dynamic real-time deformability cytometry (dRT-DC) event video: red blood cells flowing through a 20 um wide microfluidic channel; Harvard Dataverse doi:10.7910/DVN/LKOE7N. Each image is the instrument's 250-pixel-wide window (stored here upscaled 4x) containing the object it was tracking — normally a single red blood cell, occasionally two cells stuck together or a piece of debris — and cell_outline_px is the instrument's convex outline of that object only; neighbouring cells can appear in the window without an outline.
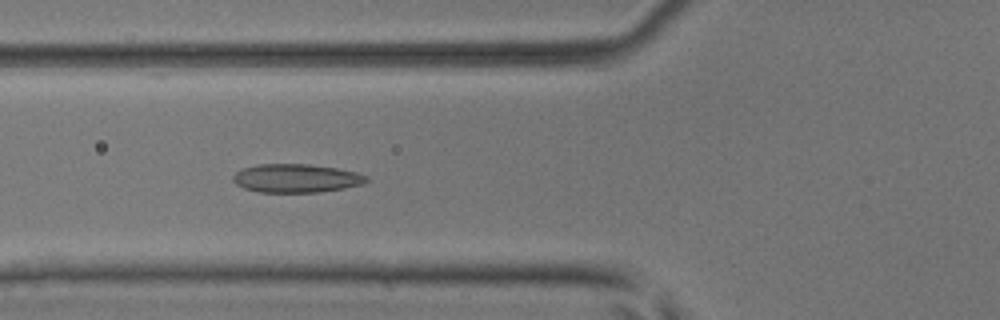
{"species": "common noctule bat (a hibernating species)", "species_latin": "Nyctalus noctula", "temperature_condition": "room temperature", "stored_images_in_passage": 6, "camera_frame_rate_fps": 3000, "um_per_image_px": 0.085, "animal": {"sex": "male", "body_mass_g": 17.9, "forearm_length_mm": 54.2}, "frame": {"image": 1, "passage_image": 4, "time_ms": 1.0, "image_size_px": [1000, 320], "cell_outline_px": [[368, 180], [364, 184], [344, 188], [320, 192], [260, 192], [244, 188], [236, 184], [232, 180], [232, 176], [236, 172], [244, 168], [256, 164], [308, 164], [336, 168], [356, 172], [368, 176]], "centroid_in_image_um": [25.18, 15.15], "position_along_channel_um": 100.6, "area_um2": 22.2}}
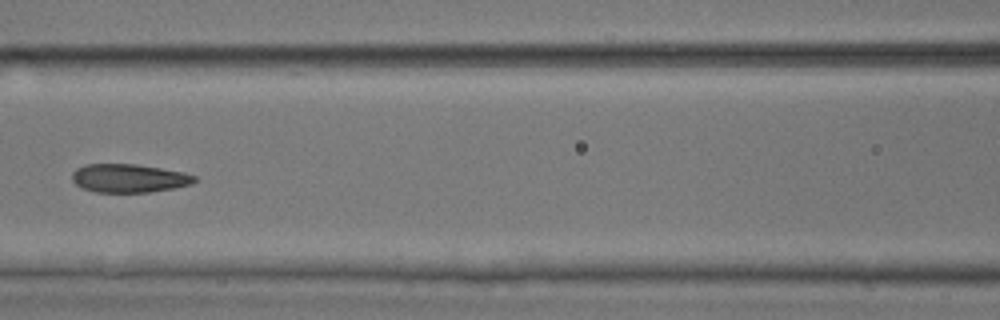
{"frame": {"image": 2, "passage_image": 5, "time_ms": 1.333, "image_size_px": [1000, 320], "cell_outline_px": [[196, 180], [192, 184], [176, 188], [148, 192], [96, 192], [80, 188], [72, 180], [72, 172], [76, 168], [84, 164], [136, 164], [184, 172], [196, 176]], "centroid_in_image_um": [10.95, 15.15], "position_along_channel_um": 155.7, "area_um2": 20.46}}
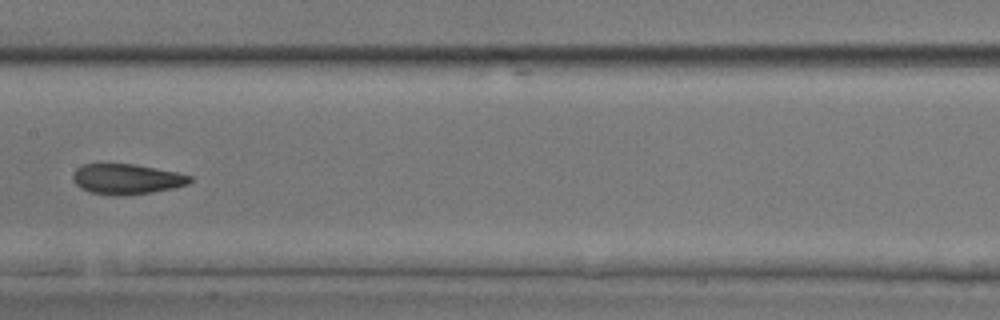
{"frame": {"image": 3, "passage_image": 6, "time_ms": 1.667, "image_size_px": [1000, 320], "cell_outline_px": [[192, 180], [188, 184], [172, 188], [152, 192], [124, 196], [112, 196], [88, 192], [80, 188], [72, 180], [72, 176], [76, 168], [84, 164], [136, 164], [176, 172], [192, 176]], "centroid_in_image_um": [10.74, 15.23], "position_along_channel_um": 196.7, "area_um2": 20.87}}